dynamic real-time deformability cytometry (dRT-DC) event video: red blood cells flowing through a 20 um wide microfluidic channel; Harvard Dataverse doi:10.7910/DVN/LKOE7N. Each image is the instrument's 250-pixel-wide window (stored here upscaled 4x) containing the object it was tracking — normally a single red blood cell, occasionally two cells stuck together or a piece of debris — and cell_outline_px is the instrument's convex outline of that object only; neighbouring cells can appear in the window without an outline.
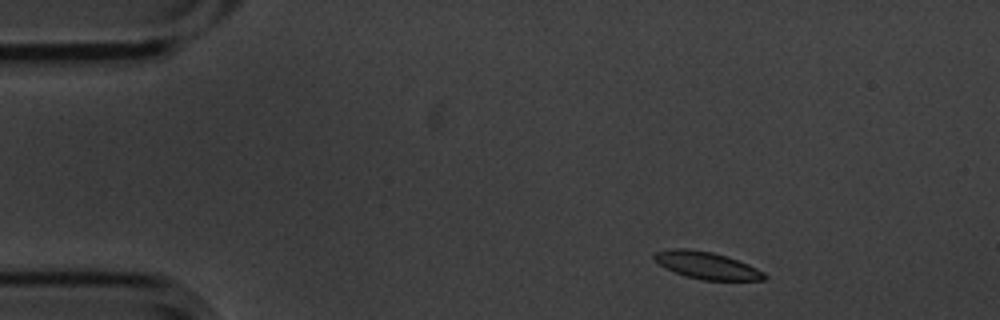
{"species": "common noctule bat (a hibernating species)", "species_latin": "Nyctalus noctula", "temperature_condition": "cold", "stored_images_in_passage": 3, "camera_frame_rate_fps": 3000, "um_per_image_px": 0.085, "animal": {"sex": "male", "body_mass_g": 20.1, "forearm_length_mm": 53.5}, "frame": {"image": 1, "passage_image": 1, "time_ms": 0.0, "image_size_px": [1000, 320], "cell_outline_px": [[768, 276], [764, 280], [704, 280], [688, 276], [664, 268], [652, 256], [656, 252], [668, 248], [688, 248], [712, 252], [748, 264], [764, 272]], "centroid_in_image_um": [60.06, 22.55], "position_along_channel_um": 24.9, "area_um2": 17.22}}